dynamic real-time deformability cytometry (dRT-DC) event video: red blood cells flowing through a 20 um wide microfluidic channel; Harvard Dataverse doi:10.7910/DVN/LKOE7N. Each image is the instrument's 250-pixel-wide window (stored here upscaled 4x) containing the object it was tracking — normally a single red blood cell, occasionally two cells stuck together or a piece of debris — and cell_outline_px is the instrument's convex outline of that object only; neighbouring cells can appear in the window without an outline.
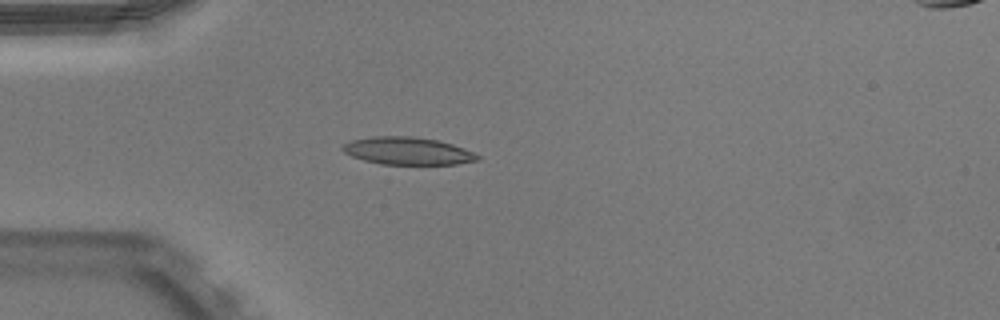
{"species": "Egyptian fruit bat (a non-hibernating species)", "species_latin": "Rousettus aegyptiacus", "temperature_condition": "warm", "stored_images_in_passage": 37, "camera_frame_rate_fps": 3000, "um_per_image_px": 0.085, "animal": {"sex": "male"}, "frame": {"image": 1, "passage_image": 1, "time_ms": 0.0, "image_size_px": [1000, 320], "cell_outline_px": [[480, 160], [456, 164], [380, 164], [364, 160], [352, 156], [344, 152], [340, 148], [340, 144], [352, 140], [372, 136], [416, 136], [436, 140], [452, 144], [464, 148], [480, 156]], "centroid_in_image_um": [34.61, 12.82], "position_along_channel_um": 50.4, "area_um2": 21.73}, "authors_computed_cell_mechanics": {"area_um2": 21.964, "velocity_mm_per_s": 3.9644, "shape_relaxation_time_tau1_ms": null, "shape_relaxation_time_tau2_ms": 1.9831, "deformation_change_tau1": null, "deformation_change_tau2": 0.0915}}